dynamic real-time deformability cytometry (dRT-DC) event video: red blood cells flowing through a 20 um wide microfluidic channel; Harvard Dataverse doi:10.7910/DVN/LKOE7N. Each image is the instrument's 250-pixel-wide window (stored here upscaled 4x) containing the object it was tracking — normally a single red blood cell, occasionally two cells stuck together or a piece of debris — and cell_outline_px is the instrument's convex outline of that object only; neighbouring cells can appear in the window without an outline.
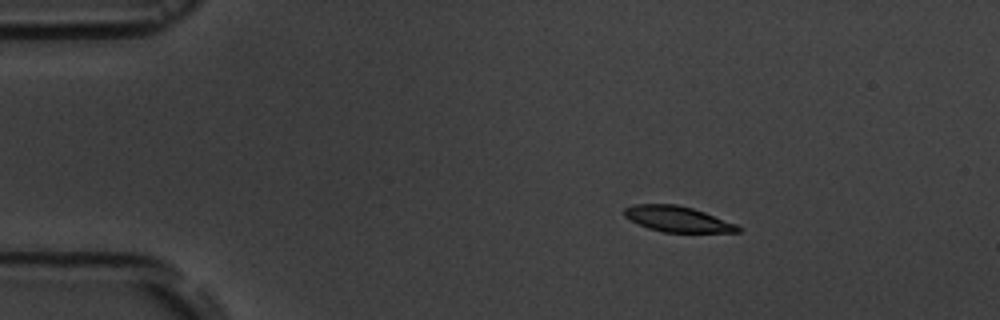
{"species": "common noctule bat (a hibernating species)", "species_latin": "Nyctalus noctula", "temperature_condition": "room temperature", "stored_images_in_passage": 4, "camera_frame_rate_fps": 3000, "um_per_image_px": 0.085, "animal": {"sex": "male", "body_mass_g": 19.5, "forearm_length_mm": 54.6}, "frame": {"image": 1, "passage_image": 2, "time_ms": 1.333, "image_size_px": [1000, 320], "cell_outline_px": [[740, 232], [664, 232], [648, 228], [624, 216], [624, 208], [632, 204], [676, 204], [692, 208], [704, 212], [736, 224], [740, 228]], "centroid_in_image_um": [57.57, 18.61], "position_along_channel_um": 27.4, "area_um2": 16.76}}